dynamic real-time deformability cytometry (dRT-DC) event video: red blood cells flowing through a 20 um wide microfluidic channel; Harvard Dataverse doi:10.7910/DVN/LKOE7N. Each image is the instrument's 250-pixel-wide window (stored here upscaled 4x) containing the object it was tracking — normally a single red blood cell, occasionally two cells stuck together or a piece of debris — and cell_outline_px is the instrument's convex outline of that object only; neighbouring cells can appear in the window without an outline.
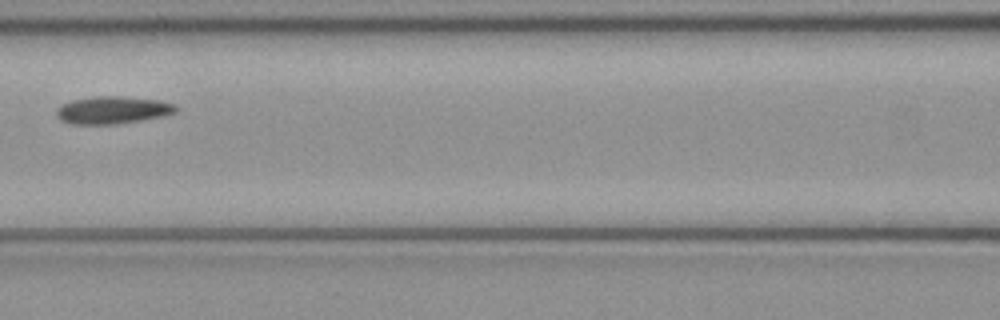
{"species": "common noctule bat (a hibernating species)", "species_latin": "Nyctalus noctula", "temperature_condition": "cold", "stored_images_in_passage": 6, "camera_frame_rate_fps": 3000, "um_per_image_px": 0.085, "animal": {"sex": "female", "body_mass_g": 21.9}, "frame": {"image": 1, "passage_image": 5, "time_ms": 1.333, "image_size_px": [1000, 320], "cell_outline_px": [[180, 108], [176, 112], [164, 116], [116, 124], [72, 124], [60, 120], [56, 116], [56, 108], [60, 104], [72, 100], [96, 96], [116, 96], [160, 100], [176, 104]], "centroid_in_image_um": [9.57, 9.35], "position_along_channel_um": 157.0, "area_um2": 19.31}}
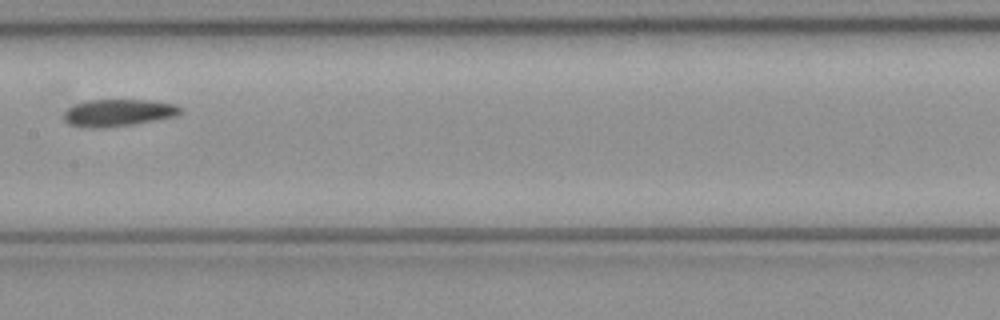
{"frame": {"image": 2, "passage_image": 6, "time_ms": 1.667, "image_size_px": [1000, 320], "cell_outline_px": [[180, 112], [176, 116], [132, 124], [104, 128], [88, 128], [68, 124], [64, 120], [64, 112], [68, 108], [84, 100], [152, 100], [176, 104], [180, 108]], "centroid_in_image_um": [10.01, 9.58], "position_along_channel_um": 197.4, "area_um2": 18.38}}